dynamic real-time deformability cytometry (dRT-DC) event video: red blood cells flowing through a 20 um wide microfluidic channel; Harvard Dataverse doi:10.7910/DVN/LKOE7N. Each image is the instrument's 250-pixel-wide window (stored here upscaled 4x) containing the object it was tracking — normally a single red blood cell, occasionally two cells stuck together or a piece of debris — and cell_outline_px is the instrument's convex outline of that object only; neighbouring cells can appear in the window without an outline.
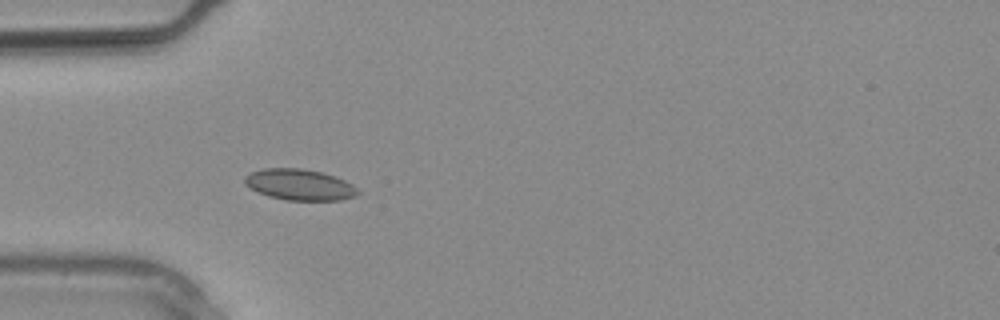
{"species": "common noctule bat (a hibernating species)", "species_latin": "Nyctalus noctula", "temperature_condition": "warm", "stored_images_in_passage": 1, "camera_frame_rate_fps": 3000, "um_per_image_px": 0.085, "animal": {"sex": "male", "body_mass_g": 20.4}, "frame": {"image": 1, "passage_image": 1, "time_ms": 0.0, "image_size_px": [1000, 320], "cell_outline_px": [[360, 192], [356, 196], [340, 200], [288, 200], [268, 196], [244, 184], [244, 176], [252, 172], [264, 168], [300, 168], [320, 172], [336, 176], [352, 184]], "centroid_in_image_um": [25.48, 15.69], "position_along_channel_um": 59.5, "area_um2": 20.35}}